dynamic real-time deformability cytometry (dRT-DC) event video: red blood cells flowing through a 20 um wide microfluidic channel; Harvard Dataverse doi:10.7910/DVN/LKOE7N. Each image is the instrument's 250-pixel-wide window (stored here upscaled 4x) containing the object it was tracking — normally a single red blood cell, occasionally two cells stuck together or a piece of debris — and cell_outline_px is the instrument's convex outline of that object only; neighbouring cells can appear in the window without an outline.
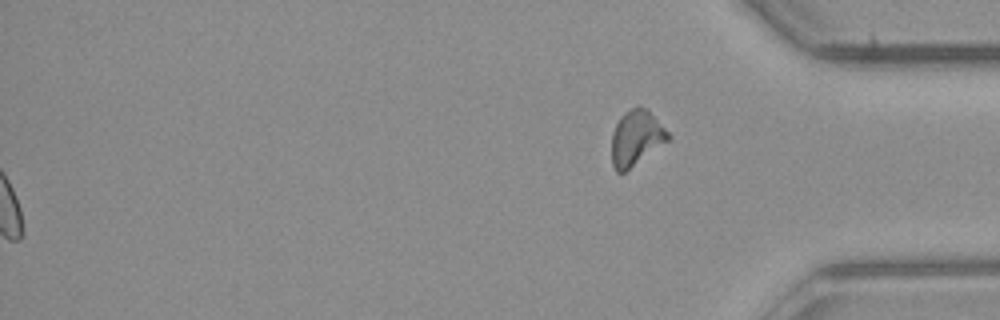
{"species": "common noctule bat (a hibernating species)", "species_latin": "Nyctalus noctula", "temperature_condition": "room temperature", "stored_images_in_passage": 54, "segment_of_instrument_passage": [2, 2], "camera_frame_rate_fps": 3000, "um_per_image_px": 0.085, "animal": {"sex": "male", "body_mass_g": 23.1, "forearm_length_mm": 52.7}, "frame": {"image": 1, "passage_image": 54, "time_ms": 17.667, "image_size_px": [1000, 320], "cell_outline_px": [[672, 136], [668, 140], [624, 172], [616, 172], [612, 164], [612, 132], [620, 116], [624, 112], [640, 104], [648, 108]], "centroid_in_image_um": [54.07, 11.67], "position_along_channel_um": 381.1, "area_um2": 18.15}}